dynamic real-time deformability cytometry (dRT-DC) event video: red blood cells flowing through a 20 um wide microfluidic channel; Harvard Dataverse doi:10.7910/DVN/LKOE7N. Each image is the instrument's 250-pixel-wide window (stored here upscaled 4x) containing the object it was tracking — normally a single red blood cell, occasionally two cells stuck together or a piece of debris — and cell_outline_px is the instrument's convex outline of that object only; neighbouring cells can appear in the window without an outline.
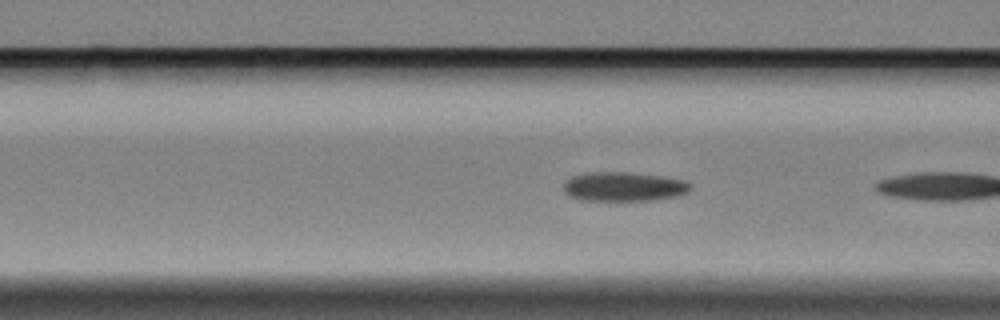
{"species": "Egyptian fruit bat (a non-hibernating species)", "species_latin": "Rousettus aegyptiacus", "temperature_condition": "cold", "stored_images_in_passage": 7, "camera_frame_rate_fps": 3000, "um_per_image_px": 0.085, "animal": {"sex": "female"}, "frame": {"image": 1, "passage_image": 6, "time_ms": 1.667, "image_size_px": [1000, 320], "cell_outline_px": [[692, 188], [688, 192], [676, 196], [652, 200], [584, 200], [568, 196], [564, 192], [564, 184], [572, 176], [588, 172], [628, 172], [660, 176], [684, 180], [692, 184]], "centroid_in_image_um": [53.03, 15.86], "position_along_channel_um": 113.6, "area_um2": 21.56}}